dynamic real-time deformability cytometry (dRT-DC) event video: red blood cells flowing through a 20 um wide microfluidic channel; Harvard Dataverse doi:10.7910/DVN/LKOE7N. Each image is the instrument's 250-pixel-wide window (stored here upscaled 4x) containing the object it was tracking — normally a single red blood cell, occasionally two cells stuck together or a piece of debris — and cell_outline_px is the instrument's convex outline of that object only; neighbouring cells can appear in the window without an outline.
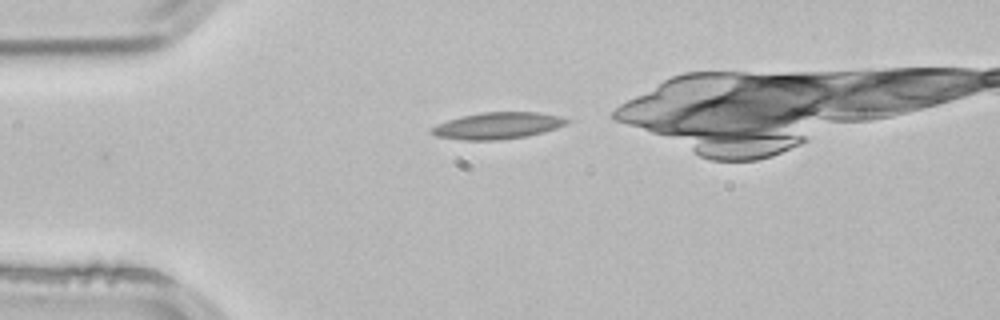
{"species": "common noctule bat (a hibernating species)", "species_latin": "Nyctalus noctula", "temperature_condition": "room temperature", "stored_images_in_passage": 3, "camera_frame_rate_fps": 3000, "um_per_image_px": 0.085, "animal": {"sex": "male", "body_mass_g": 21.5, "forearm_length_mm": 52.0}, "frame": {"image": 1, "passage_image": 3, "time_ms": 0.667, "image_size_px": [1000, 320], "cell_outline_px": [[572, 120], [568, 124], [544, 132], [528, 136], [500, 140], [464, 140], [436, 136], [428, 132], [436, 124], [460, 116], [480, 112], [536, 112], [560, 116]], "centroid_in_image_um": [42.31, 10.68], "position_along_channel_um": 42.7, "area_um2": 21.21}}